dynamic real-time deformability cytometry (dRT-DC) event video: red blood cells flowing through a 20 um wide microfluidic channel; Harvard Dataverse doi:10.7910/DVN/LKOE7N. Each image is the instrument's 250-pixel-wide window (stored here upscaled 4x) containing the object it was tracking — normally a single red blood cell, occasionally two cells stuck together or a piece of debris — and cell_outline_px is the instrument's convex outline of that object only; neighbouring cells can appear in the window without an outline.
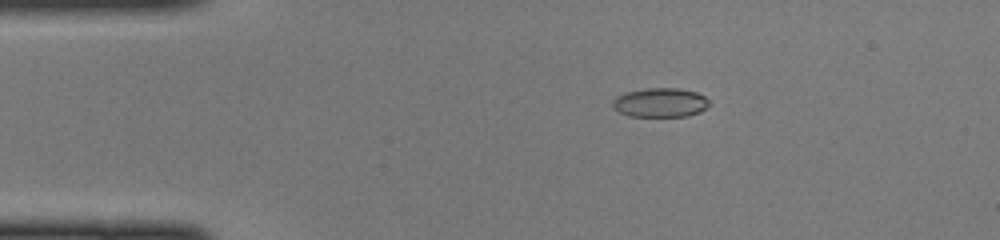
{"species": "common noctule bat (a hibernating species)", "species_latin": "Nyctalus noctula", "temperature_condition": "cold", "stored_images_in_passage": 41, "camera_frame_rate_fps": 3000, "um_per_image_px": 0.085, "animal": {"sex": "female", "body_mass_g": 22.0, "forearm_length_mm": 56.7}, "frame": {"image": 1, "passage_image": 3, "time_ms": 0.667, "image_size_px": [1000, 240], "cell_outline_px": [[708, 104], [700, 112], [688, 116], [628, 116], [612, 108], [612, 100], [616, 96], [624, 92], [648, 88], [680, 88], [696, 92], [704, 96], [708, 100]], "centroid_in_image_um": [56.08, 8.71], "position_along_channel_um": 28.9, "area_um2": 16.47}}
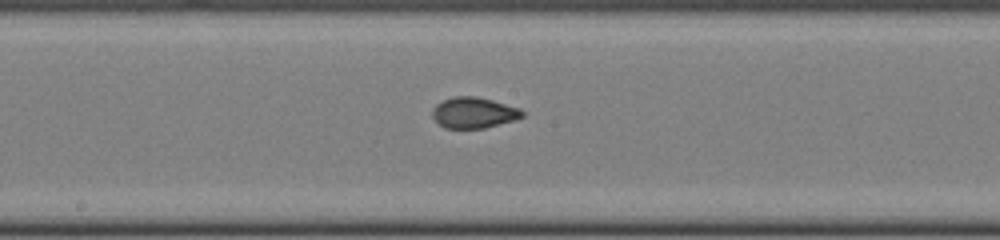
{"frame": {"image": 2, "passage_image": 19, "time_ms": 6.0, "image_size_px": [1000, 240], "cell_outline_px": [[524, 116], [516, 120], [484, 128], [444, 128], [432, 116], [432, 108], [436, 104], [452, 96], [476, 96], [492, 100], [520, 108], [524, 112]], "centroid_in_image_um": [40.28, 9.57], "position_along_channel_um": 207.9, "area_um2": 16.24}}
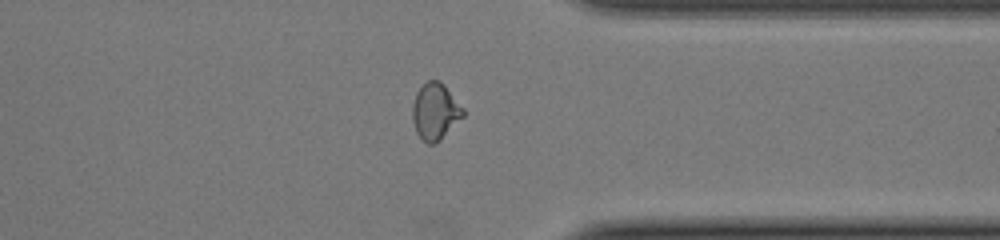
{"frame": {"image": 3, "passage_image": 31, "time_ms": 10.0, "image_size_px": [1000, 240], "cell_outline_px": [[464, 116], [440, 140], [432, 144], [428, 144], [416, 132], [412, 120], [412, 104], [416, 92], [428, 80], [440, 80], [444, 84], [464, 108]], "centroid_in_image_um": [36.99, 9.46], "position_along_channel_um": 374.4, "area_um2": 16.7}}